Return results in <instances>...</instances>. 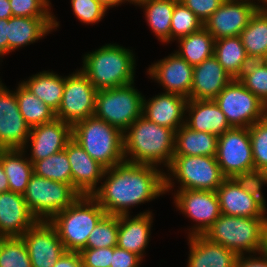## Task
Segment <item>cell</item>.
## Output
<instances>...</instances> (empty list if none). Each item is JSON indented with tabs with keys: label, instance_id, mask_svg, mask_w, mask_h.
<instances>
[{
	"label": "cell",
	"instance_id": "54",
	"mask_svg": "<svg viewBox=\"0 0 267 267\" xmlns=\"http://www.w3.org/2000/svg\"><path fill=\"white\" fill-rule=\"evenodd\" d=\"M260 1L262 2V5L259 4V8L267 10V0H259V3Z\"/></svg>",
	"mask_w": 267,
	"mask_h": 267
},
{
	"label": "cell",
	"instance_id": "9",
	"mask_svg": "<svg viewBox=\"0 0 267 267\" xmlns=\"http://www.w3.org/2000/svg\"><path fill=\"white\" fill-rule=\"evenodd\" d=\"M81 195L72 184L53 181L33 174L23 194L37 220L49 221L56 213L71 206Z\"/></svg>",
	"mask_w": 267,
	"mask_h": 267
},
{
	"label": "cell",
	"instance_id": "35",
	"mask_svg": "<svg viewBox=\"0 0 267 267\" xmlns=\"http://www.w3.org/2000/svg\"><path fill=\"white\" fill-rule=\"evenodd\" d=\"M16 89L19 111L30 127L51 122L56 118L55 112L22 83H19Z\"/></svg>",
	"mask_w": 267,
	"mask_h": 267
},
{
	"label": "cell",
	"instance_id": "37",
	"mask_svg": "<svg viewBox=\"0 0 267 267\" xmlns=\"http://www.w3.org/2000/svg\"><path fill=\"white\" fill-rule=\"evenodd\" d=\"M0 267H32L22 237H0Z\"/></svg>",
	"mask_w": 267,
	"mask_h": 267
},
{
	"label": "cell",
	"instance_id": "17",
	"mask_svg": "<svg viewBox=\"0 0 267 267\" xmlns=\"http://www.w3.org/2000/svg\"><path fill=\"white\" fill-rule=\"evenodd\" d=\"M193 69L194 66L177 53H173L152 64L147 73L163 86L166 93L178 94L190 99Z\"/></svg>",
	"mask_w": 267,
	"mask_h": 267
},
{
	"label": "cell",
	"instance_id": "36",
	"mask_svg": "<svg viewBox=\"0 0 267 267\" xmlns=\"http://www.w3.org/2000/svg\"><path fill=\"white\" fill-rule=\"evenodd\" d=\"M33 172L39 177L72 184L71 166L65 150L35 161Z\"/></svg>",
	"mask_w": 267,
	"mask_h": 267
},
{
	"label": "cell",
	"instance_id": "26",
	"mask_svg": "<svg viewBox=\"0 0 267 267\" xmlns=\"http://www.w3.org/2000/svg\"><path fill=\"white\" fill-rule=\"evenodd\" d=\"M190 254L187 267H234L238 255L203 234L189 236Z\"/></svg>",
	"mask_w": 267,
	"mask_h": 267
},
{
	"label": "cell",
	"instance_id": "43",
	"mask_svg": "<svg viewBox=\"0 0 267 267\" xmlns=\"http://www.w3.org/2000/svg\"><path fill=\"white\" fill-rule=\"evenodd\" d=\"M233 179L244 191L259 199L266 206L261 188L263 184H267V171L254 169L239 173Z\"/></svg>",
	"mask_w": 267,
	"mask_h": 267
},
{
	"label": "cell",
	"instance_id": "25",
	"mask_svg": "<svg viewBox=\"0 0 267 267\" xmlns=\"http://www.w3.org/2000/svg\"><path fill=\"white\" fill-rule=\"evenodd\" d=\"M187 112L189 118L185 119V124L195 131L220 136L232 128L214 100L188 99Z\"/></svg>",
	"mask_w": 267,
	"mask_h": 267
},
{
	"label": "cell",
	"instance_id": "48",
	"mask_svg": "<svg viewBox=\"0 0 267 267\" xmlns=\"http://www.w3.org/2000/svg\"><path fill=\"white\" fill-rule=\"evenodd\" d=\"M259 255V257H253L250 254V257L246 256V258L244 255H239L234 267H267V250Z\"/></svg>",
	"mask_w": 267,
	"mask_h": 267
},
{
	"label": "cell",
	"instance_id": "18",
	"mask_svg": "<svg viewBox=\"0 0 267 267\" xmlns=\"http://www.w3.org/2000/svg\"><path fill=\"white\" fill-rule=\"evenodd\" d=\"M72 139V126L55 118L53 121L31 127L26 148L29 141L31 156L28 158L32 164L56 154L65 149Z\"/></svg>",
	"mask_w": 267,
	"mask_h": 267
},
{
	"label": "cell",
	"instance_id": "50",
	"mask_svg": "<svg viewBox=\"0 0 267 267\" xmlns=\"http://www.w3.org/2000/svg\"><path fill=\"white\" fill-rule=\"evenodd\" d=\"M8 54V19H0V57Z\"/></svg>",
	"mask_w": 267,
	"mask_h": 267
},
{
	"label": "cell",
	"instance_id": "15",
	"mask_svg": "<svg viewBox=\"0 0 267 267\" xmlns=\"http://www.w3.org/2000/svg\"><path fill=\"white\" fill-rule=\"evenodd\" d=\"M21 237L32 267H53L66 252L57 230L49 221L38 220Z\"/></svg>",
	"mask_w": 267,
	"mask_h": 267
},
{
	"label": "cell",
	"instance_id": "33",
	"mask_svg": "<svg viewBox=\"0 0 267 267\" xmlns=\"http://www.w3.org/2000/svg\"><path fill=\"white\" fill-rule=\"evenodd\" d=\"M21 83L55 113L58 111L62 102L65 77L52 71H43Z\"/></svg>",
	"mask_w": 267,
	"mask_h": 267
},
{
	"label": "cell",
	"instance_id": "32",
	"mask_svg": "<svg viewBox=\"0 0 267 267\" xmlns=\"http://www.w3.org/2000/svg\"><path fill=\"white\" fill-rule=\"evenodd\" d=\"M179 0H136L135 5L143 7L146 21L163 43L171 41V22L175 4Z\"/></svg>",
	"mask_w": 267,
	"mask_h": 267
},
{
	"label": "cell",
	"instance_id": "31",
	"mask_svg": "<svg viewBox=\"0 0 267 267\" xmlns=\"http://www.w3.org/2000/svg\"><path fill=\"white\" fill-rule=\"evenodd\" d=\"M239 36L250 61H265L267 54V10L258 8Z\"/></svg>",
	"mask_w": 267,
	"mask_h": 267
},
{
	"label": "cell",
	"instance_id": "44",
	"mask_svg": "<svg viewBox=\"0 0 267 267\" xmlns=\"http://www.w3.org/2000/svg\"><path fill=\"white\" fill-rule=\"evenodd\" d=\"M71 6L78 20L87 25L101 21L107 11L97 0H71Z\"/></svg>",
	"mask_w": 267,
	"mask_h": 267
},
{
	"label": "cell",
	"instance_id": "27",
	"mask_svg": "<svg viewBox=\"0 0 267 267\" xmlns=\"http://www.w3.org/2000/svg\"><path fill=\"white\" fill-rule=\"evenodd\" d=\"M58 26L55 18L12 16L8 19V53L38 41Z\"/></svg>",
	"mask_w": 267,
	"mask_h": 267
},
{
	"label": "cell",
	"instance_id": "38",
	"mask_svg": "<svg viewBox=\"0 0 267 267\" xmlns=\"http://www.w3.org/2000/svg\"><path fill=\"white\" fill-rule=\"evenodd\" d=\"M238 80L267 106V61H251Z\"/></svg>",
	"mask_w": 267,
	"mask_h": 267
},
{
	"label": "cell",
	"instance_id": "14",
	"mask_svg": "<svg viewBox=\"0 0 267 267\" xmlns=\"http://www.w3.org/2000/svg\"><path fill=\"white\" fill-rule=\"evenodd\" d=\"M259 5L253 0H225L203 27L215 40L239 36Z\"/></svg>",
	"mask_w": 267,
	"mask_h": 267
},
{
	"label": "cell",
	"instance_id": "49",
	"mask_svg": "<svg viewBox=\"0 0 267 267\" xmlns=\"http://www.w3.org/2000/svg\"><path fill=\"white\" fill-rule=\"evenodd\" d=\"M53 267H82L79 252L66 251L55 262Z\"/></svg>",
	"mask_w": 267,
	"mask_h": 267
},
{
	"label": "cell",
	"instance_id": "16",
	"mask_svg": "<svg viewBox=\"0 0 267 267\" xmlns=\"http://www.w3.org/2000/svg\"><path fill=\"white\" fill-rule=\"evenodd\" d=\"M0 81V149H23L31 127L21 115L16 93Z\"/></svg>",
	"mask_w": 267,
	"mask_h": 267
},
{
	"label": "cell",
	"instance_id": "11",
	"mask_svg": "<svg viewBox=\"0 0 267 267\" xmlns=\"http://www.w3.org/2000/svg\"><path fill=\"white\" fill-rule=\"evenodd\" d=\"M96 94V88L81 70L66 76L62 102L55 113L56 118L73 126L94 116Z\"/></svg>",
	"mask_w": 267,
	"mask_h": 267
},
{
	"label": "cell",
	"instance_id": "8",
	"mask_svg": "<svg viewBox=\"0 0 267 267\" xmlns=\"http://www.w3.org/2000/svg\"><path fill=\"white\" fill-rule=\"evenodd\" d=\"M133 86L134 82L97 91L94 116L124 133L142 116L143 96Z\"/></svg>",
	"mask_w": 267,
	"mask_h": 267
},
{
	"label": "cell",
	"instance_id": "40",
	"mask_svg": "<svg viewBox=\"0 0 267 267\" xmlns=\"http://www.w3.org/2000/svg\"><path fill=\"white\" fill-rule=\"evenodd\" d=\"M202 27L203 23L189 8L179 1L175 4L171 22V41L196 32Z\"/></svg>",
	"mask_w": 267,
	"mask_h": 267
},
{
	"label": "cell",
	"instance_id": "1",
	"mask_svg": "<svg viewBox=\"0 0 267 267\" xmlns=\"http://www.w3.org/2000/svg\"><path fill=\"white\" fill-rule=\"evenodd\" d=\"M158 166L123 161L105 169L101 186L92 195L106 214H130L129 208L165 194V172Z\"/></svg>",
	"mask_w": 267,
	"mask_h": 267
},
{
	"label": "cell",
	"instance_id": "52",
	"mask_svg": "<svg viewBox=\"0 0 267 267\" xmlns=\"http://www.w3.org/2000/svg\"><path fill=\"white\" fill-rule=\"evenodd\" d=\"M9 191L8 178L4 172L1 161V149H0V193Z\"/></svg>",
	"mask_w": 267,
	"mask_h": 267
},
{
	"label": "cell",
	"instance_id": "10",
	"mask_svg": "<svg viewBox=\"0 0 267 267\" xmlns=\"http://www.w3.org/2000/svg\"><path fill=\"white\" fill-rule=\"evenodd\" d=\"M231 127L249 128L263 120L267 106L238 79H232L214 99Z\"/></svg>",
	"mask_w": 267,
	"mask_h": 267
},
{
	"label": "cell",
	"instance_id": "6",
	"mask_svg": "<svg viewBox=\"0 0 267 267\" xmlns=\"http://www.w3.org/2000/svg\"><path fill=\"white\" fill-rule=\"evenodd\" d=\"M72 139L105 169L125 161L123 133L96 116L74 124Z\"/></svg>",
	"mask_w": 267,
	"mask_h": 267
},
{
	"label": "cell",
	"instance_id": "22",
	"mask_svg": "<svg viewBox=\"0 0 267 267\" xmlns=\"http://www.w3.org/2000/svg\"><path fill=\"white\" fill-rule=\"evenodd\" d=\"M151 99V100H150ZM143 97L142 115L159 126L174 130L185 124L186 105L188 99L173 93H162L150 98Z\"/></svg>",
	"mask_w": 267,
	"mask_h": 267
},
{
	"label": "cell",
	"instance_id": "12",
	"mask_svg": "<svg viewBox=\"0 0 267 267\" xmlns=\"http://www.w3.org/2000/svg\"><path fill=\"white\" fill-rule=\"evenodd\" d=\"M215 157L225 178L254 170L249 128L232 127L218 136Z\"/></svg>",
	"mask_w": 267,
	"mask_h": 267
},
{
	"label": "cell",
	"instance_id": "51",
	"mask_svg": "<svg viewBox=\"0 0 267 267\" xmlns=\"http://www.w3.org/2000/svg\"><path fill=\"white\" fill-rule=\"evenodd\" d=\"M12 17L9 0H0V19H9Z\"/></svg>",
	"mask_w": 267,
	"mask_h": 267
},
{
	"label": "cell",
	"instance_id": "4",
	"mask_svg": "<svg viewBox=\"0 0 267 267\" xmlns=\"http://www.w3.org/2000/svg\"><path fill=\"white\" fill-rule=\"evenodd\" d=\"M203 235L238 256L246 252L257 255L267 250V217H236L221 213Z\"/></svg>",
	"mask_w": 267,
	"mask_h": 267
},
{
	"label": "cell",
	"instance_id": "39",
	"mask_svg": "<svg viewBox=\"0 0 267 267\" xmlns=\"http://www.w3.org/2000/svg\"><path fill=\"white\" fill-rule=\"evenodd\" d=\"M118 215L105 214L89 235L86 248L116 247Z\"/></svg>",
	"mask_w": 267,
	"mask_h": 267
},
{
	"label": "cell",
	"instance_id": "21",
	"mask_svg": "<svg viewBox=\"0 0 267 267\" xmlns=\"http://www.w3.org/2000/svg\"><path fill=\"white\" fill-rule=\"evenodd\" d=\"M215 192L222 214L236 217H267L266 206L244 191L233 178H225Z\"/></svg>",
	"mask_w": 267,
	"mask_h": 267
},
{
	"label": "cell",
	"instance_id": "45",
	"mask_svg": "<svg viewBox=\"0 0 267 267\" xmlns=\"http://www.w3.org/2000/svg\"><path fill=\"white\" fill-rule=\"evenodd\" d=\"M82 267H110L113 247L86 248L79 252Z\"/></svg>",
	"mask_w": 267,
	"mask_h": 267
},
{
	"label": "cell",
	"instance_id": "13",
	"mask_svg": "<svg viewBox=\"0 0 267 267\" xmlns=\"http://www.w3.org/2000/svg\"><path fill=\"white\" fill-rule=\"evenodd\" d=\"M174 202L185 216L198 222L191 227L189 236L204 234L221 215L218 197L215 191L177 190ZM195 227V228H194Z\"/></svg>",
	"mask_w": 267,
	"mask_h": 267
},
{
	"label": "cell",
	"instance_id": "24",
	"mask_svg": "<svg viewBox=\"0 0 267 267\" xmlns=\"http://www.w3.org/2000/svg\"><path fill=\"white\" fill-rule=\"evenodd\" d=\"M143 212L132 218L129 214L118 215L117 247L143 258V253L149 243L152 213Z\"/></svg>",
	"mask_w": 267,
	"mask_h": 267
},
{
	"label": "cell",
	"instance_id": "5",
	"mask_svg": "<svg viewBox=\"0 0 267 267\" xmlns=\"http://www.w3.org/2000/svg\"><path fill=\"white\" fill-rule=\"evenodd\" d=\"M105 210L93 196L81 195L71 206L56 213L49 222L58 232L66 251L80 252Z\"/></svg>",
	"mask_w": 267,
	"mask_h": 267
},
{
	"label": "cell",
	"instance_id": "3",
	"mask_svg": "<svg viewBox=\"0 0 267 267\" xmlns=\"http://www.w3.org/2000/svg\"><path fill=\"white\" fill-rule=\"evenodd\" d=\"M135 56L118 44H106L84 55L80 69L97 91L134 82Z\"/></svg>",
	"mask_w": 267,
	"mask_h": 267
},
{
	"label": "cell",
	"instance_id": "23",
	"mask_svg": "<svg viewBox=\"0 0 267 267\" xmlns=\"http://www.w3.org/2000/svg\"><path fill=\"white\" fill-rule=\"evenodd\" d=\"M232 79L213 55L194 66L190 99L214 100Z\"/></svg>",
	"mask_w": 267,
	"mask_h": 267
},
{
	"label": "cell",
	"instance_id": "47",
	"mask_svg": "<svg viewBox=\"0 0 267 267\" xmlns=\"http://www.w3.org/2000/svg\"><path fill=\"white\" fill-rule=\"evenodd\" d=\"M142 258L135 253L119 247H113L110 267H139Z\"/></svg>",
	"mask_w": 267,
	"mask_h": 267
},
{
	"label": "cell",
	"instance_id": "7",
	"mask_svg": "<svg viewBox=\"0 0 267 267\" xmlns=\"http://www.w3.org/2000/svg\"><path fill=\"white\" fill-rule=\"evenodd\" d=\"M165 175V191L174 185L172 175L180 183L179 190L216 191L225 177L215 156L174 155Z\"/></svg>",
	"mask_w": 267,
	"mask_h": 267
},
{
	"label": "cell",
	"instance_id": "53",
	"mask_svg": "<svg viewBox=\"0 0 267 267\" xmlns=\"http://www.w3.org/2000/svg\"><path fill=\"white\" fill-rule=\"evenodd\" d=\"M99 3H101L105 8L114 7L116 5H121L123 2H130L134 4L132 0H97Z\"/></svg>",
	"mask_w": 267,
	"mask_h": 267
},
{
	"label": "cell",
	"instance_id": "34",
	"mask_svg": "<svg viewBox=\"0 0 267 267\" xmlns=\"http://www.w3.org/2000/svg\"><path fill=\"white\" fill-rule=\"evenodd\" d=\"M179 50L175 51L190 65L200 64L214 55V37L202 27L200 30L178 39Z\"/></svg>",
	"mask_w": 267,
	"mask_h": 267
},
{
	"label": "cell",
	"instance_id": "46",
	"mask_svg": "<svg viewBox=\"0 0 267 267\" xmlns=\"http://www.w3.org/2000/svg\"><path fill=\"white\" fill-rule=\"evenodd\" d=\"M225 0H179L204 24Z\"/></svg>",
	"mask_w": 267,
	"mask_h": 267
},
{
	"label": "cell",
	"instance_id": "42",
	"mask_svg": "<svg viewBox=\"0 0 267 267\" xmlns=\"http://www.w3.org/2000/svg\"><path fill=\"white\" fill-rule=\"evenodd\" d=\"M12 16L55 18L50 12L49 0H9Z\"/></svg>",
	"mask_w": 267,
	"mask_h": 267
},
{
	"label": "cell",
	"instance_id": "28",
	"mask_svg": "<svg viewBox=\"0 0 267 267\" xmlns=\"http://www.w3.org/2000/svg\"><path fill=\"white\" fill-rule=\"evenodd\" d=\"M218 136L195 131L186 124L175 132L174 155L187 156H216Z\"/></svg>",
	"mask_w": 267,
	"mask_h": 267
},
{
	"label": "cell",
	"instance_id": "20",
	"mask_svg": "<svg viewBox=\"0 0 267 267\" xmlns=\"http://www.w3.org/2000/svg\"><path fill=\"white\" fill-rule=\"evenodd\" d=\"M37 221L22 194L0 193V237H21Z\"/></svg>",
	"mask_w": 267,
	"mask_h": 267
},
{
	"label": "cell",
	"instance_id": "41",
	"mask_svg": "<svg viewBox=\"0 0 267 267\" xmlns=\"http://www.w3.org/2000/svg\"><path fill=\"white\" fill-rule=\"evenodd\" d=\"M254 167L267 171V124L262 120L249 127Z\"/></svg>",
	"mask_w": 267,
	"mask_h": 267
},
{
	"label": "cell",
	"instance_id": "55",
	"mask_svg": "<svg viewBox=\"0 0 267 267\" xmlns=\"http://www.w3.org/2000/svg\"><path fill=\"white\" fill-rule=\"evenodd\" d=\"M263 121L267 124V110H266L265 116L263 118Z\"/></svg>",
	"mask_w": 267,
	"mask_h": 267
},
{
	"label": "cell",
	"instance_id": "2",
	"mask_svg": "<svg viewBox=\"0 0 267 267\" xmlns=\"http://www.w3.org/2000/svg\"><path fill=\"white\" fill-rule=\"evenodd\" d=\"M123 151L125 161L154 166L164 163L168 168L175 152V131L142 115L123 133Z\"/></svg>",
	"mask_w": 267,
	"mask_h": 267
},
{
	"label": "cell",
	"instance_id": "30",
	"mask_svg": "<svg viewBox=\"0 0 267 267\" xmlns=\"http://www.w3.org/2000/svg\"><path fill=\"white\" fill-rule=\"evenodd\" d=\"M214 56L233 79H238L251 62L240 36L215 40Z\"/></svg>",
	"mask_w": 267,
	"mask_h": 267
},
{
	"label": "cell",
	"instance_id": "29",
	"mask_svg": "<svg viewBox=\"0 0 267 267\" xmlns=\"http://www.w3.org/2000/svg\"><path fill=\"white\" fill-rule=\"evenodd\" d=\"M26 149H1V161L9 191L24 194L33 172L32 162L23 157Z\"/></svg>",
	"mask_w": 267,
	"mask_h": 267
},
{
	"label": "cell",
	"instance_id": "19",
	"mask_svg": "<svg viewBox=\"0 0 267 267\" xmlns=\"http://www.w3.org/2000/svg\"><path fill=\"white\" fill-rule=\"evenodd\" d=\"M71 166L72 185L80 195L92 196L98 188L97 183L103 179L105 168L73 139L65 149Z\"/></svg>",
	"mask_w": 267,
	"mask_h": 267
}]
</instances>
